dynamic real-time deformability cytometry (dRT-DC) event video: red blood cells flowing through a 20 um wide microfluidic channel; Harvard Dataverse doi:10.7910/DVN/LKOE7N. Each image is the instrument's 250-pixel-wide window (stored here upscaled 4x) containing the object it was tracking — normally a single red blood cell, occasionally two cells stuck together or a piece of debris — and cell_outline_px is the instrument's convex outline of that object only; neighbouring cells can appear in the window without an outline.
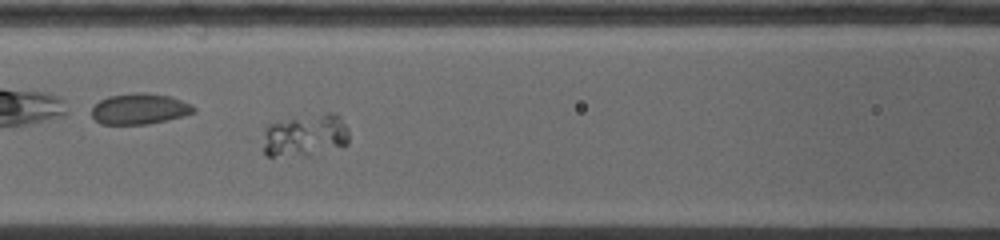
{"species": "common noctule bat (a hibernating species)", "species_latin": "Nyctalus noctula", "temperature_condition": "warm", "stored_images_in_passage": 54, "segment_of_instrument_passage": [2, 2], "camera_frame_rate_fps": 5000, "um_per_image_px": 0.085, "animal": {"sex": "female", "body_mass_g": 19.0, "forearm_length_mm": 53.3}, "frame": {"image": 1, "passage_image": 34, "time_ms": 5.0, "image_size_px": [1000, 240], "cell_outline_px": [[308, 156], [264, 156], [264, 132], [268, 124], [292, 116], [304, 124], [308, 152]], "centroid_in_image_um": [24.28, 11.78], "position_along_channel_um": 142.3, "area_um2": 10.69}}
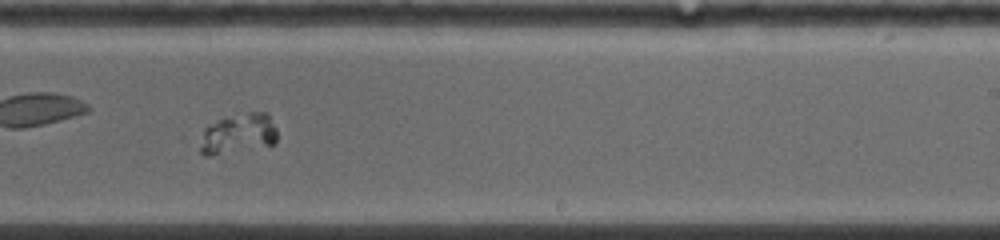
{"frame": {"image": 2, "passage_image": 53, "time_ms": 8.4, "image_size_px": [1000, 240], "cell_outline_px": [[276, 144], [216, 156], [204, 156], [200, 152], [200, 148], [204, 128], [224, 116], [248, 112], [268, 112], [276, 128]], "centroid_in_image_um": [20.26, 11.38], "position_along_channel_um": 268.7, "area_um2": 18.5}}